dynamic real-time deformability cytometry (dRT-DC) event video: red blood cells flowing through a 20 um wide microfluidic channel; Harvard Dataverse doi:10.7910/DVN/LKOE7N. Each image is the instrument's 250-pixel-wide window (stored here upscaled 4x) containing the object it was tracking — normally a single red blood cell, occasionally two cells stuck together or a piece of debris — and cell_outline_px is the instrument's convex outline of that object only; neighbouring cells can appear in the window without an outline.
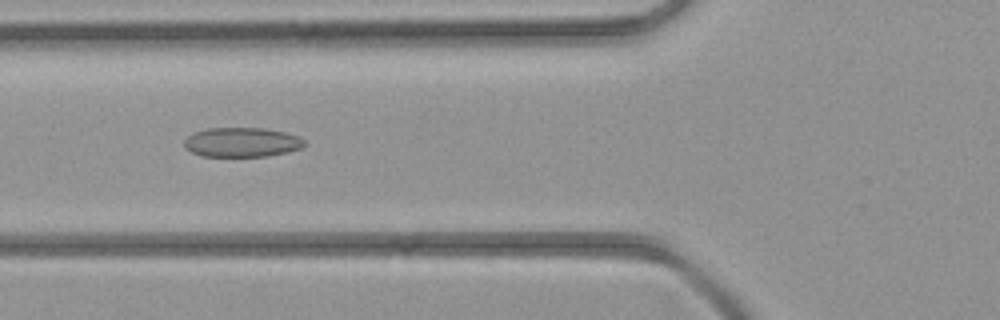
{"species": "common noctule bat (a hibernating species)", "species_latin": "Nyctalus noctula", "temperature_condition": "room temperature", "stored_images_in_passage": 5, "camera_frame_rate_fps": 3000, "um_per_image_px": 0.085, "animal": {"sex": "female", "body_mass_g": 21.9}, "frame": {"image": 1, "passage_image": 5, "time_ms": 4.333, "image_size_px": [1000, 320], "cell_outline_px": [[304, 144], [300, 148], [288, 152], [268, 156], [200, 156], [184, 148], [184, 140], [192, 132], [208, 128], [264, 128], [284, 132], [300, 136], [304, 140]], "centroid_in_image_um": [20.53, 12.09], "position_along_channel_um": 105.3, "area_um2": 20.75}}